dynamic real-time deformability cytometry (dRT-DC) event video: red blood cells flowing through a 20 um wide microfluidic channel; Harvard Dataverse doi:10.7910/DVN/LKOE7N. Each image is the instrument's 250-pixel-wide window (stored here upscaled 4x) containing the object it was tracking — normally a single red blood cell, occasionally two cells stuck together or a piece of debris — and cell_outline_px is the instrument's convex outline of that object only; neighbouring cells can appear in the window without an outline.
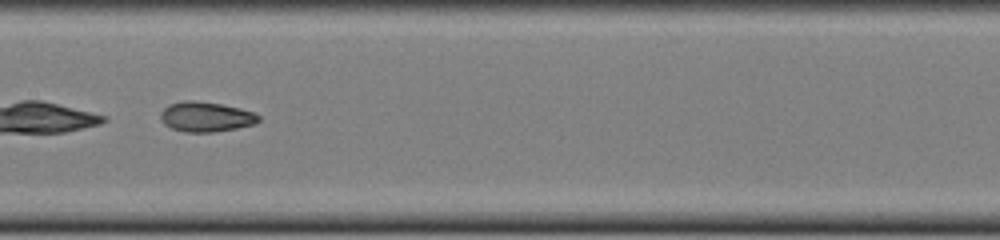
{"species": "common noctule bat (a hibernating species)", "species_latin": "Nyctalus noctula", "temperature_condition": "cold", "stored_images_in_passage": 33, "camera_frame_rate_fps": 3000, "um_per_image_px": 0.085, "animal": {"sex": "female", "body_mass_g": 22.0, "forearm_length_mm": 56.7}, "frame": {"image": 1, "passage_image": 10, "time_ms": 3.0, "image_size_px": [1000, 240], "cell_outline_px": [[260, 120], [256, 124], [236, 128], [212, 132], [184, 132], [172, 128], [164, 124], [160, 120], [160, 112], [168, 104], [184, 100], [192, 100], [220, 104], [240, 108], [252, 112], [260, 116]], "centroid_in_image_um": [17.48, 9.92], "position_along_channel_um": 189.9, "area_um2": 17.17}}
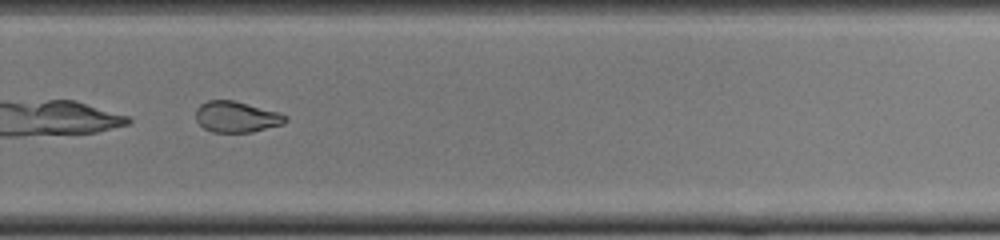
{"frame": {"image": 2, "passage_image": 19, "time_ms": 6.0, "image_size_px": [1000, 240], "cell_outline_px": [[288, 120], [284, 124], [252, 132], [212, 132], [204, 128], [196, 120], [196, 108], [200, 104], [208, 100], [232, 100], [280, 112], [288, 116]], "centroid_in_image_um": [20.12, 9.93], "position_along_channel_um": 309.7, "area_um2": 16.3}}